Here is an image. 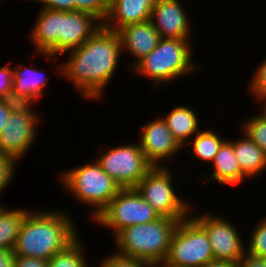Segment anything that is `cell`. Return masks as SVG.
Listing matches in <instances>:
<instances>
[{
  "mask_svg": "<svg viewBox=\"0 0 266 267\" xmlns=\"http://www.w3.org/2000/svg\"><path fill=\"white\" fill-rule=\"evenodd\" d=\"M68 52L67 61L55 66L57 73L74 84L84 100H101L122 53L118 33L102 25L81 46Z\"/></svg>",
  "mask_w": 266,
  "mask_h": 267,
  "instance_id": "obj_1",
  "label": "cell"
},
{
  "mask_svg": "<svg viewBox=\"0 0 266 267\" xmlns=\"http://www.w3.org/2000/svg\"><path fill=\"white\" fill-rule=\"evenodd\" d=\"M71 214L65 209H37L28 212L16 238L15 256L49 260L77 236Z\"/></svg>",
  "mask_w": 266,
  "mask_h": 267,
  "instance_id": "obj_2",
  "label": "cell"
},
{
  "mask_svg": "<svg viewBox=\"0 0 266 267\" xmlns=\"http://www.w3.org/2000/svg\"><path fill=\"white\" fill-rule=\"evenodd\" d=\"M191 43V40L161 38L156 48L139 60L131 70L139 76L147 77L154 83V89L182 79L199 68V63L193 62Z\"/></svg>",
  "mask_w": 266,
  "mask_h": 267,
  "instance_id": "obj_3",
  "label": "cell"
},
{
  "mask_svg": "<svg viewBox=\"0 0 266 267\" xmlns=\"http://www.w3.org/2000/svg\"><path fill=\"white\" fill-rule=\"evenodd\" d=\"M178 223L177 219L161 216L150 223L126 227L114 237L116 253L148 263L164 261Z\"/></svg>",
  "mask_w": 266,
  "mask_h": 267,
  "instance_id": "obj_4",
  "label": "cell"
},
{
  "mask_svg": "<svg viewBox=\"0 0 266 267\" xmlns=\"http://www.w3.org/2000/svg\"><path fill=\"white\" fill-rule=\"evenodd\" d=\"M64 190L74 195L79 203L92 208L93 221L108 206L122 189L96 160L79 167L70 168L59 174Z\"/></svg>",
  "mask_w": 266,
  "mask_h": 267,
  "instance_id": "obj_5",
  "label": "cell"
},
{
  "mask_svg": "<svg viewBox=\"0 0 266 267\" xmlns=\"http://www.w3.org/2000/svg\"><path fill=\"white\" fill-rule=\"evenodd\" d=\"M172 176L168 166H153L135 189L160 216L181 221L190 216L192 204L177 194Z\"/></svg>",
  "mask_w": 266,
  "mask_h": 267,
  "instance_id": "obj_6",
  "label": "cell"
},
{
  "mask_svg": "<svg viewBox=\"0 0 266 267\" xmlns=\"http://www.w3.org/2000/svg\"><path fill=\"white\" fill-rule=\"evenodd\" d=\"M214 260L206 231L191 217L179 221L164 261L178 267H201Z\"/></svg>",
  "mask_w": 266,
  "mask_h": 267,
  "instance_id": "obj_7",
  "label": "cell"
},
{
  "mask_svg": "<svg viewBox=\"0 0 266 267\" xmlns=\"http://www.w3.org/2000/svg\"><path fill=\"white\" fill-rule=\"evenodd\" d=\"M160 217L135 188H127L118 192L94 222L112 229L115 237L126 227L150 223Z\"/></svg>",
  "mask_w": 266,
  "mask_h": 267,
  "instance_id": "obj_8",
  "label": "cell"
},
{
  "mask_svg": "<svg viewBox=\"0 0 266 267\" xmlns=\"http://www.w3.org/2000/svg\"><path fill=\"white\" fill-rule=\"evenodd\" d=\"M95 160L122 188H135L153 165L146 159L139 142L102 151Z\"/></svg>",
  "mask_w": 266,
  "mask_h": 267,
  "instance_id": "obj_9",
  "label": "cell"
},
{
  "mask_svg": "<svg viewBox=\"0 0 266 267\" xmlns=\"http://www.w3.org/2000/svg\"><path fill=\"white\" fill-rule=\"evenodd\" d=\"M194 210L191 209L190 216L206 231L214 260L237 264L246 254V242L243 243L233 222L209 212L192 216Z\"/></svg>",
  "mask_w": 266,
  "mask_h": 267,
  "instance_id": "obj_10",
  "label": "cell"
},
{
  "mask_svg": "<svg viewBox=\"0 0 266 267\" xmlns=\"http://www.w3.org/2000/svg\"><path fill=\"white\" fill-rule=\"evenodd\" d=\"M40 114L11 112L7 124L0 132V152L6 153L17 161L28 153L37 135Z\"/></svg>",
  "mask_w": 266,
  "mask_h": 267,
  "instance_id": "obj_11",
  "label": "cell"
},
{
  "mask_svg": "<svg viewBox=\"0 0 266 267\" xmlns=\"http://www.w3.org/2000/svg\"><path fill=\"white\" fill-rule=\"evenodd\" d=\"M103 23L92 14L83 11H62L60 43L49 53L40 56L48 62L81 46Z\"/></svg>",
  "mask_w": 266,
  "mask_h": 267,
  "instance_id": "obj_12",
  "label": "cell"
},
{
  "mask_svg": "<svg viewBox=\"0 0 266 267\" xmlns=\"http://www.w3.org/2000/svg\"><path fill=\"white\" fill-rule=\"evenodd\" d=\"M138 132L140 147L153 166H164L160 164L162 160L168 161L183 148L173 137L162 116L143 124Z\"/></svg>",
  "mask_w": 266,
  "mask_h": 267,
  "instance_id": "obj_13",
  "label": "cell"
},
{
  "mask_svg": "<svg viewBox=\"0 0 266 267\" xmlns=\"http://www.w3.org/2000/svg\"><path fill=\"white\" fill-rule=\"evenodd\" d=\"M182 5L179 0H156L150 21L161 38L191 40L190 17Z\"/></svg>",
  "mask_w": 266,
  "mask_h": 267,
  "instance_id": "obj_14",
  "label": "cell"
},
{
  "mask_svg": "<svg viewBox=\"0 0 266 267\" xmlns=\"http://www.w3.org/2000/svg\"><path fill=\"white\" fill-rule=\"evenodd\" d=\"M121 49L129 52L134 58L132 67L143 57L152 52L158 45L161 37L151 21L127 25L117 31Z\"/></svg>",
  "mask_w": 266,
  "mask_h": 267,
  "instance_id": "obj_15",
  "label": "cell"
},
{
  "mask_svg": "<svg viewBox=\"0 0 266 267\" xmlns=\"http://www.w3.org/2000/svg\"><path fill=\"white\" fill-rule=\"evenodd\" d=\"M38 14L28 37L37 55L49 54L60 43L62 11L41 7Z\"/></svg>",
  "mask_w": 266,
  "mask_h": 267,
  "instance_id": "obj_16",
  "label": "cell"
},
{
  "mask_svg": "<svg viewBox=\"0 0 266 267\" xmlns=\"http://www.w3.org/2000/svg\"><path fill=\"white\" fill-rule=\"evenodd\" d=\"M156 0H110V7L103 26L109 30L119 29L151 18Z\"/></svg>",
  "mask_w": 266,
  "mask_h": 267,
  "instance_id": "obj_17",
  "label": "cell"
},
{
  "mask_svg": "<svg viewBox=\"0 0 266 267\" xmlns=\"http://www.w3.org/2000/svg\"><path fill=\"white\" fill-rule=\"evenodd\" d=\"M213 171L208 179L204 177L202 182L208 185L211 181L216 180L223 185H239L243 183L248 178L241 172L238 161L236 159L233 141L227 138L220 146L218 152L216 153L214 160L212 161Z\"/></svg>",
  "mask_w": 266,
  "mask_h": 267,
  "instance_id": "obj_18",
  "label": "cell"
},
{
  "mask_svg": "<svg viewBox=\"0 0 266 267\" xmlns=\"http://www.w3.org/2000/svg\"><path fill=\"white\" fill-rule=\"evenodd\" d=\"M242 137L233 139V149L241 172L251 180L265 172L266 153L246 134Z\"/></svg>",
  "mask_w": 266,
  "mask_h": 267,
  "instance_id": "obj_19",
  "label": "cell"
},
{
  "mask_svg": "<svg viewBox=\"0 0 266 267\" xmlns=\"http://www.w3.org/2000/svg\"><path fill=\"white\" fill-rule=\"evenodd\" d=\"M164 116L162 115L173 137L184 148H186V143L200 131L199 118L196 112L187 105L175 106Z\"/></svg>",
  "mask_w": 266,
  "mask_h": 267,
  "instance_id": "obj_20",
  "label": "cell"
},
{
  "mask_svg": "<svg viewBox=\"0 0 266 267\" xmlns=\"http://www.w3.org/2000/svg\"><path fill=\"white\" fill-rule=\"evenodd\" d=\"M16 65L12 69V90L25 96L32 97L38 102L44 94L43 90L48 85V77L40 68H30Z\"/></svg>",
  "mask_w": 266,
  "mask_h": 267,
  "instance_id": "obj_21",
  "label": "cell"
},
{
  "mask_svg": "<svg viewBox=\"0 0 266 267\" xmlns=\"http://www.w3.org/2000/svg\"><path fill=\"white\" fill-rule=\"evenodd\" d=\"M27 209L0 208V248L13 249L21 225L29 212Z\"/></svg>",
  "mask_w": 266,
  "mask_h": 267,
  "instance_id": "obj_22",
  "label": "cell"
},
{
  "mask_svg": "<svg viewBox=\"0 0 266 267\" xmlns=\"http://www.w3.org/2000/svg\"><path fill=\"white\" fill-rule=\"evenodd\" d=\"M193 138L186 145H191L193 154L195 157L197 156V159L207 163H212L220 146L226 140V138L220 137L216 131L213 132L212 129L200 130Z\"/></svg>",
  "mask_w": 266,
  "mask_h": 267,
  "instance_id": "obj_23",
  "label": "cell"
},
{
  "mask_svg": "<svg viewBox=\"0 0 266 267\" xmlns=\"http://www.w3.org/2000/svg\"><path fill=\"white\" fill-rule=\"evenodd\" d=\"M83 246L80 235H78L63 250L48 260V267H92L86 263Z\"/></svg>",
  "mask_w": 266,
  "mask_h": 267,
  "instance_id": "obj_24",
  "label": "cell"
},
{
  "mask_svg": "<svg viewBox=\"0 0 266 267\" xmlns=\"http://www.w3.org/2000/svg\"><path fill=\"white\" fill-rule=\"evenodd\" d=\"M250 117L241 124L242 133L266 153V112L262 109L260 113Z\"/></svg>",
  "mask_w": 266,
  "mask_h": 267,
  "instance_id": "obj_25",
  "label": "cell"
},
{
  "mask_svg": "<svg viewBox=\"0 0 266 267\" xmlns=\"http://www.w3.org/2000/svg\"><path fill=\"white\" fill-rule=\"evenodd\" d=\"M246 246V253L255 257L266 258V217L253 225Z\"/></svg>",
  "mask_w": 266,
  "mask_h": 267,
  "instance_id": "obj_26",
  "label": "cell"
},
{
  "mask_svg": "<svg viewBox=\"0 0 266 267\" xmlns=\"http://www.w3.org/2000/svg\"><path fill=\"white\" fill-rule=\"evenodd\" d=\"M3 104L14 113H28L33 111L31 109L33 103H37L32 97L25 96L14 90L6 91L0 98Z\"/></svg>",
  "mask_w": 266,
  "mask_h": 267,
  "instance_id": "obj_27",
  "label": "cell"
},
{
  "mask_svg": "<svg viewBox=\"0 0 266 267\" xmlns=\"http://www.w3.org/2000/svg\"><path fill=\"white\" fill-rule=\"evenodd\" d=\"M257 69H255L253 76L251 77L249 84L250 93L254 96V100L258 103L266 101V59L262 61Z\"/></svg>",
  "mask_w": 266,
  "mask_h": 267,
  "instance_id": "obj_28",
  "label": "cell"
},
{
  "mask_svg": "<svg viewBox=\"0 0 266 267\" xmlns=\"http://www.w3.org/2000/svg\"><path fill=\"white\" fill-rule=\"evenodd\" d=\"M75 1V11H83L94 15L102 23L105 21L109 7L110 0H71Z\"/></svg>",
  "mask_w": 266,
  "mask_h": 267,
  "instance_id": "obj_29",
  "label": "cell"
},
{
  "mask_svg": "<svg viewBox=\"0 0 266 267\" xmlns=\"http://www.w3.org/2000/svg\"><path fill=\"white\" fill-rule=\"evenodd\" d=\"M17 160L12 156L0 152V196L7 185L12 182Z\"/></svg>",
  "mask_w": 266,
  "mask_h": 267,
  "instance_id": "obj_30",
  "label": "cell"
},
{
  "mask_svg": "<svg viewBox=\"0 0 266 267\" xmlns=\"http://www.w3.org/2000/svg\"><path fill=\"white\" fill-rule=\"evenodd\" d=\"M98 267H150V263L118 253L109 254L103 258Z\"/></svg>",
  "mask_w": 266,
  "mask_h": 267,
  "instance_id": "obj_31",
  "label": "cell"
},
{
  "mask_svg": "<svg viewBox=\"0 0 266 267\" xmlns=\"http://www.w3.org/2000/svg\"><path fill=\"white\" fill-rule=\"evenodd\" d=\"M39 2L43 7L60 11H75V1L71 0H27Z\"/></svg>",
  "mask_w": 266,
  "mask_h": 267,
  "instance_id": "obj_32",
  "label": "cell"
},
{
  "mask_svg": "<svg viewBox=\"0 0 266 267\" xmlns=\"http://www.w3.org/2000/svg\"><path fill=\"white\" fill-rule=\"evenodd\" d=\"M12 89V68L9 64L0 66V98Z\"/></svg>",
  "mask_w": 266,
  "mask_h": 267,
  "instance_id": "obj_33",
  "label": "cell"
},
{
  "mask_svg": "<svg viewBox=\"0 0 266 267\" xmlns=\"http://www.w3.org/2000/svg\"><path fill=\"white\" fill-rule=\"evenodd\" d=\"M15 267H48V261L27 256H16Z\"/></svg>",
  "mask_w": 266,
  "mask_h": 267,
  "instance_id": "obj_34",
  "label": "cell"
},
{
  "mask_svg": "<svg viewBox=\"0 0 266 267\" xmlns=\"http://www.w3.org/2000/svg\"><path fill=\"white\" fill-rule=\"evenodd\" d=\"M236 267H266V258L245 254Z\"/></svg>",
  "mask_w": 266,
  "mask_h": 267,
  "instance_id": "obj_35",
  "label": "cell"
},
{
  "mask_svg": "<svg viewBox=\"0 0 266 267\" xmlns=\"http://www.w3.org/2000/svg\"><path fill=\"white\" fill-rule=\"evenodd\" d=\"M15 258L13 249L0 248V267H15Z\"/></svg>",
  "mask_w": 266,
  "mask_h": 267,
  "instance_id": "obj_36",
  "label": "cell"
},
{
  "mask_svg": "<svg viewBox=\"0 0 266 267\" xmlns=\"http://www.w3.org/2000/svg\"><path fill=\"white\" fill-rule=\"evenodd\" d=\"M10 115H11L10 110L0 100V132L3 129V127L7 124Z\"/></svg>",
  "mask_w": 266,
  "mask_h": 267,
  "instance_id": "obj_37",
  "label": "cell"
},
{
  "mask_svg": "<svg viewBox=\"0 0 266 267\" xmlns=\"http://www.w3.org/2000/svg\"><path fill=\"white\" fill-rule=\"evenodd\" d=\"M236 266H237L236 263L221 261V260H212L201 267H236Z\"/></svg>",
  "mask_w": 266,
  "mask_h": 267,
  "instance_id": "obj_38",
  "label": "cell"
},
{
  "mask_svg": "<svg viewBox=\"0 0 266 267\" xmlns=\"http://www.w3.org/2000/svg\"><path fill=\"white\" fill-rule=\"evenodd\" d=\"M150 267H178L168 264L166 261H159L150 263Z\"/></svg>",
  "mask_w": 266,
  "mask_h": 267,
  "instance_id": "obj_39",
  "label": "cell"
},
{
  "mask_svg": "<svg viewBox=\"0 0 266 267\" xmlns=\"http://www.w3.org/2000/svg\"><path fill=\"white\" fill-rule=\"evenodd\" d=\"M262 104H263V106H262L263 108L262 109L266 112V101L263 102Z\"/></svg>",
  "mask_w": 266,
  "mask_h": 267,
  "instance_id": "obj_40",
  "label": "cell"
}]
</instances>
